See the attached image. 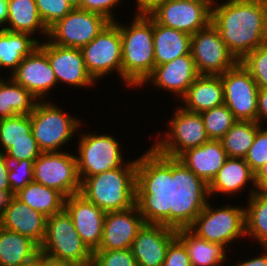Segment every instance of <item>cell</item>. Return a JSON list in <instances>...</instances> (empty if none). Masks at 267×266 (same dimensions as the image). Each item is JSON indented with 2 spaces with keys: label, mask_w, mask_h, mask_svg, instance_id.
<instances>
[{
  "label": "cell",
  "mask_w": 267,
  "mask_h": 266,
  "mask_svg": "<svg viewBox=\"0 0 267 266\" xmlns=\"http://www.w3.org/2000/svg\"><path fill=\"white\" fill-rule=\"evenodd\" d=\"M259 126L255 121H237L220 139L227 156L244 159Z\"/></svg>",
  "instance_id": "d6a6232c"
},
{
  "label": "cell",
  "mask_w": 267,
  "mask_h": 266,
  "mask_svg": "<svg viewBox=\"0 0 267 266\" xmlns=\"http://www.w3.org/2000/svg\"><path fill=\"white\" fill-rule=\"evenodd\" d=\"M10 77L28 90L38 101H46L58 86L47 55L37 47L26 56ZM57 85V86H56Z\"/></svg>",
  "instance_id": "d6986e66"
},
{
  "label": "cell",
  "mask_w": 267,
  "mask_h": 266,
  "mask_svg": "<svg viewBox=\"0 0 267 266\" xmlns=\"http://www.w3.org/2000/svg\"><path fill=\"white\" fill-rule=\"evenodd\" d=\"M240 62L249 71L258 88L267 89V42L248 53Z\"/></svg>",
  "instance_id": "8d00e7d4"
},
{
  "label": "cell",
  "mask_w": 267,
  "mask_h": 266,
  "mask_svg": "<svg viewBox=\"0 0 267 266\" xmlns=\"http://www.w3.org/2000/svg\"><path fill=\"white\" fill-rule=\"evenodd\" d=\"M224 88V104L237 121L257 122L258 85L249 71L238 61L220 74Z\"/></svg>",
  "instance_id": "9a60e30c"
},
{
  "label": "cell",
  "mask_w": 267,
  "mask_h": 266,
  "mask_svg": "<svg viewBox=\"0 0 267 266\" xmlns=\"http://www.w3.org/2000/svg\"><path fill=\"white\" fill-rule=\"evenodd\" d=\"M20 141H36L31 131L30 114L0 119V152L5 153Z\"/></svg>",
  "instance_id": "836d02e7"
},
{
  "label": "cell",
  "mask_w": 267,
  "mask_h": 266,
  "mask_svg": "<svg viewBox=\"0 0 267 266\" xmlns=\"http://www.w3.org/2000/svg\"><path fill=\"white\" fill-rule=\"evenodd\" d=\"M213 0H162L150 15L161 25L193 35L211 23Z\"/></svg>",
  "instance_id": "5bb4252c"
},
{
  "label": "cell",
  "mask_w": 267,
  "mask_h": 266,
  "mask_svg": "<svg viewBox=\"0 0 267 266\" xmlns=\"http://www.w3.org/2000/svg\"><path fill=\"white\" fill-rule=\"evenodd\" d=\"M190 53L199 74L220 75L238 62L211 23L192 35Z\"/></svg>",
  "instance_id": "e0dca14e"
},
{
  "label": "cell",
  "mask_w": 267,
  "mask_h": 266,
  "mask_svg": "<svg viewBox=\"0 0 267 266\" xmlns=\"http://www.w3.org/2000/svg\"><path fill=\"white\" fill-rule=\"evenodd\" d=\"M165 204L156 184L135 206L107 212L102 239L96 250L131 249L138 231Z\"/></svg>",
  "instance_id": "52a82bcc"
},
{
  "label": "cell",
  "mask_w": 267,
  "mask_h": 266,
  "mask_svg": "<svg viewBox=\"0 0 267 266\" xmlns=\"http://www.w3.org/2000/svg\"><path fill=\"white\" fill-rule=\"evenodd\" d=\"M149 149L122 167L85 178L80 194L105 213L135 206L155 185Z\"/></svg>",
  "instance_id": "6da1fadb"
},
{
  "label": "cell",
  "mask_w": 267,
  "mask_h": 266,
  "mask_svg": "<svg viewBox=\"0 0 267 266\" xmlns=\"http://www.w3.org/2000/svg\"><path fill=\"white\" fill-rule=\"evenodd\" d=\"M46 266H71V264H65V263H58V262L50 261L46 257Z\"/></svg>",
  "instance_id": "f5cc1de1"
},
{
  "label": "cell",
  "mask_w": 267,
  "mask_h": 266,
  "mask_svg": "<svg viewBox=\"0 0 267 266\" xmlns=\"http://www.w3.org/2000/svg\"><path fill=\"white\" fill-rule=\"evenodd\" d=\"M67 151L42 152L34 161L33 170V181L57 190L65 198L81 189L76 155Z\"/></svg>",
  "instance_id": "4fadbf2b"
},
{
  "label": "cell",
  "mask_w": 267,
  "mask_h": 266,
  "mask_svg": "<svg viewBox=\"0 0 267 266\" xmlns=\"http://www.w3.org/2000/svg\"><path fill=\"white\" fill-rule=\"evenodd\" d=\"M36 5L47 29L74 9L67 0H36Z\"/></svg>",
  "instance_id": "74e56055"
},
{
  "label": "cell",
  "mask_w": 267,
  "mask_h": 266,
  "mask_svg": "<svg viewBox=\"0 0 267 266\" xmlns=\"http://www.w3.org/2000/svg\"><path fill=\"white\" fill-rule=\"evenodd\" d=\"M249 184L251 187H249ZM248 186V197L256 192L255 173L243 158L228 157L211 183L200 193L204 197L215 198V195L230 197L238 195ZM225 194V195H224Z\"/></svg>",
  "instance_id": "7402d4cb"
},
{
  "label": "cell",
  "mask_w": 267,
  "mask_h": 266,
  "mask_svg": "<svg viewBox=\"0 0 267 266\" xmlns=\"http://www.w3.org/2000/svg\"><path fill=\"white\" fill-rule=\"evenodd\" d=\"M74 266V265H71ZM75 266H95V264L93 262L85 264V265H75Z\"/></svg>",
  "instance_id": "11a10c76"
},
{
  "label": "cell",
  "mask_w": 267,
  "mask_h": 266,
  "mask_svg": "<svg viewBox=\"0 0 267 266\" xmlns=\"http://www.w3.org/2000/svg\"><path fill=\"white\" fill-rule=\"evenodd\" d=\"M177 236V211L165 203L138 231L131 251L137 266H161Z\"/></svg>",
  "instance_id": "9c48e42d"
},
{
  "label": "cell",
  "mask_w": 267,
  "mask_h": 266,
  "mask_svg": "<svg viewBox=\"0 0 267 266\" xmlns=\"http://www.w3.org/2000/svg\"><path fill=\"white\" fill-rule=\"evenodd\" d=\"M39 251L31 238L0 226V266H22Z\"/></svg>",
  "instance_id": "f546056e"
},
{
  "label": "cell",
  "mask_w": 267,
  "mask_h": 266,
  "mask_svg": "<svg viewBox=\"0 0 267 266\" xmlns=\"http://www.w3.org/2000/svg\"><path fill=\"white\" fill-rule=\"evenodd\" d=\"M42 151L39 149L37 141H20L15 143V145L9 148L5 154L18 159V160H31L35 161Z\"/></svg>",
  "instance_id": "7bdbcfd3"
},
{
  "label": "cell",
  "mask_w": 267,
  "mask_h": 266,
  "mask_svg": "<svg viewBox=\"0 0 267 266\" xmlns=\"http://www.w3.org/2000/svg\"><path fill=\"white\" fill-rule=\"evenodd\" d=\"M245 205L246 240L254 241L259 246H267V194L255 192L247 197ZM252 239V240H251Z\"/></svg>",
  "instance_id": "1f68e13d"
},
{
  "label": "cell",
  "mask_w": 267,
  "mask_h": 266,
  "mask_svg": "<svg viewBox=\"0 0 267 266\" xmlns=\"http://www.w3.org/2000/svg\"><path fill=\"white\" fill-rule=\"evenodd\" d=\"M5 165L8 169V182L13 194L23 189L33 181L34 162L31 160H18L4 153Z\"/></svg>",
  "instance_id": "d590c367"
},
{
  "label": "cell",
  "mask_w": 267,
  "mask_h": 266,
  "mask_svg": "<svg viewBox=\"0 0 267 266\" xmlns=\"http://www.w3.org/2000/svg\"><path fill=\"white\" fill-rule=\"evenodd\" d=\"M14 196L45 217L57 214L64 209L65 197L60 192L35 181L20 189Z\"/></svg>",
  "instance_id": "4dcf8cb0"
},
{
  "label": "cell",
  "mask_w": 267,
  "mask_h": 266,
  "mask_svg": "<svg viewBox=\"0 0 267 266\" xmlns=\"http://www.w3.org/2000/svg\"><path fill=\"white\" fill-rule=\"evenodd\" d=\"M122 1L124 0H81L79 8L103 15L110 22H115L118 19L114 11L123 4Z\"/></svg>",
  "instance_id": "60d3db41"
},
{
  "label": "cell",
  "mask_w": 267,
  "mask_h": 266,
  "mask_svg": "<svg viewBox=\"0 0 267 266\" xmlns=\"http://www.w3.org/2000/svg\"><path fill=\"white\" fill-rule=\"evenodd\" d=\"M161 266H192L185 246L177 238L168 246L165 260Z\"/></svg>",
  "instance_id": "b9f144b4"
},
{
  "label": "cell",
  "mask_w": 267,
  "mask_h": 266,
  "mask_svg": "<svg viewBox=\"0 0 267 266\" xmlns=\"http://www.w3.org/2000/svg\"><path fill=\"white\" fill-rule=\"evenodd\" d=\"M6 78V79H5ZM38 100L9 75H0V119L29 115Z\"/></svg>",
  "instance_id": "f1b7e54d"
},
{
  "label": "cell",
  "mask_w": 267,
  "mask_h": 266,
  "mask_svg": "<svg viewBox=\"0 0 267 266\" xmlns=\"http://www.w3.org/2000/svg\"><path fill=\"white\" fill-rule=\"evenodd\" d=\"M244 159L254 173L267 162V127L257 128L252 146Z\"/></svg>",
  "instance_id": "f35d334b"
},
{
  "label": "cell",
  "mask_w": 267,
  "mask_h": 266,
  "mask_svg": "<svg viewBox=\"0 0 267 266\" xmlns=\"http://www.w3.org/2000/svg\"><path fill=\"white\" fill-rule=\"evenodd\" d=\"M8 0H0V29H3L6 25L8 16Z\"/></svg>",
  "instance_id": "f907efd6"
},
{
  "label": "cell",
  "mask_w": 267,
  "mask_h": 266,
  "mask_svg": "<svg viewBox=\"0 0 267 266\" xmlns=\"http://www.w3.org/2000/svg\"><path fill=\"white\" fill-rule=\"evenodd\" d=\"M222 1L212 2L211 24L220 33L228 51L241 61L267 42V0Z\"/></svg>",
  "instance_id": "7a4b0ae2"
},
{
  "label": "cell",
  "mask_w": 267,
  "mask_h": 266,
  "mask_svg": "<svg viewBox=\"0 0 267 266\" xmlns=\"http://www.w3.org/2000/svg\"><path fill=\"white\" fill-rule=\"evenodd\" d=\"M130 24L119 22L122 53V84L137 89L151 75L155 67L153 45V17L132 15Z\"/></svg>",
  "instance_id": "8992f818"
},
{
  "label": "cell",
  "mask_w": 267,
  "mask_h": 266,
  "mask_svg": "<svg viewBox=\"0 0 267 266\" xmlns=\"http://www.w3.org/2000/svg\"><path fill=\"white\" fill-rule=\"evenodd\" d=\"M228 158L220 140H209L181 153L158 177L165 203L201 193Z\"/></svg>",
  "instance_id": "3957f363"
},
{
  "label": "cell",
  "mask_w": 267,
  "mask_h": 266,
  "mask_svg": "<svg viewBox=\"0 0 267 266\" xmlns=\"http://www.w3.org/2000/svg\"><path fill=\"white\" fill-rule=\"evenodd\" d=\"M80 126L77 151H75L77 160V170L79 179L82 182L85 178L105 171L122 167L129 160L124 159L121 142L114 134L96 133L97 131H89L82 133ZM93 132V133H92ZM116 137V138H115Z\"/></svg>",
  "instance_id": "8fae6325"
},
{
  "label": "cell",
  "mask_w": 267,
  "mask_h": 266,
  "mask_svg": "<svg viewBox=\"0 0 267 266\" xmlns=\"http://www.w3.org/2000/svg\"><path fill=\"white\" fill-rule=\"evenodd\" d=\"M180 101L182 104L179 105L184 110L199 114L223 105L224 88L221 76L200 74Z\"/></svg>",
  "instance_id": "cb8c5ba5"
},
{
  "label": "cell",
  "mask_w": 267,
  "mask_h": 266,
  "mask_svg": "<svg viewBox=\"0 0 267 266\" xmlns=\"http://www.w3.org/2000/svg\"><path fill=\"white\" fill-rule=\"evenodd\" d=\"M74 8H79L81 0H67Z\"/></svg>",
  "instance_id": "db71d44e"
},
{
  "label": "cell",
  "mask_w": 267,
  "mask_h": 266,
  "mask_svg": "<svg viewBox=\"0 0 267 266\" xmlns=\"http://www.w3.org/2000/svg\"><path fill=\"white\" fill-rule=\"evenodd\" d=\"M41 40L38 47L47 55L58 84L84 89L98 84L87 71L80 48L61 46L48 39Z\"/></svg>",
  "instance_id": "ac0fdd59"
},
{
  "label": "cell",
  "mask_w": 267,
  "mask_h": 266,
  "mask_svg": "<svg viewBox=\"0 0 267 266\" xmlns=\"http://www.w3.org/2000/svg\"><path fill=\"white\" fill-rule=\"evenodd\" d=\"M173 111L171 119L166 122L167 132L159 131L153 144L148 147L152 170L156 177L185 150L201 146L210 140L201 114L186 111L178 105Z\"/></svg>",
  "instance_id": "5b68a950"
},
{
  "label": "cell",
  "mask_w": 267,
  "mask_h": 266,
  "mask_svg": "<svg viewBox=\"0 0 267 266\" xmlns=\"http://www.w3.org/2000/svg\"><path fill=\"white\" fill-rule=\"evenodd\" d=\"M39 37L27 33L0 29V68L9 76L18 68L23 59L30 55L41 42Z\"/></svg>",
  "instance_id": "4316f807"
},
{
  "label": "cell",
  "mask_w": 267,
  "mask_h": 266,
  "mask_svg": "<svg viewBox=\"0 0 267 266\" xmlns=\"http://www.w3.org/2000/svg\"><path fill=\"white\" fill-rule=\"evenodd\" d=\"M40 251L50 261L85 265L93 261V252L82 241L65 209L47 217L46 234Z\"/></svg>",
  "instance_id": "30bf717a"
},
{
  "label": "cell",
  "mask_w": 267,
  "mask_h": 266,
  "mask_svg": "<svg viewBox=\"0 0 267 266\" xmlns=\"http://www.w3.org/2000/svg\"><path fill=\"white\" fill-rule=\"evenodd\" d=\"M200 193L182 197L172 203L180 220L197 236L223 245L245 238V206L222 204L216 207ZM228 247V248H227Z\"/></svg>",
  "instance_id": "277c9868"
},
{
  "label": "cell",
  "mask_w": 267,
  "mask_h": 266,
  "mask_svg": "<svg viewBox=\"0 0 267 266\" xmlns=\"http://www.w3.org/2000/svg\"><path fill=\"white\" fill-rule=\"evenodd\" d=\"M176 238L185 246L192 266H228L229 250L197 236L180 220L178 213Z\"/></svg>",
  "instance_id": "d4e9b609"
},
{
  "label": "cell",
  "mask_w": 267,
  "mask_h": 266,
  "mask_svg": "<svg viewBox=\"0 0 267 266\" xmlns=\"http://www.w3.org/2000/svg\"><path fill=\"white\" fill-rule=\"evenodd\" d=\"M200 114L210 140H220L237 122L232 111L225 104Z\"/></svg>",
  "instance_id": "e575fe53"
},
{
  "label": "cell",
  "mask_w": 267,
  "mask_h": 266,
  "mask_svg": "<svg viewBox=\"0 0 267 266\" xmlns=\"http://www.w3.org/2000/svg\"><path fill=\"white\" fill-rule=\"evenodd\" d=\"M12 195L8 191L0 190V217L4 213Z\"/></svg>",
  "instance_id": "816d5d0a"
},
{
  "label": "cell",
  "mask_w": 267,
  "mask_h": 266,
  "mask_svg": "<svg viewBox=\"0 0 267 266\" xmlns=\"http://www.w3.org/2000/svg\"><path fill=\"white\" fill-rule=\"evenodd\" d=\"M162 0H135L134 15H149Z\"/></svg>",
  "instance_id": "bcb514c9"
},
{
  "label": "cell",
  "mask_w": 267,
  "mask_h": 266,
  "mask_svg": "<svg viewBox=\"0 0 267 266\" xmlns=\"http://www.w3.org/2000/svg\"><path fill=\"white\" fill-rule=\"evenodd\" d=\"M192 35L159 24L153 18L155 66L190 53Z\"/></svg>",
  "instance_id": "484cf974"
},
{
  "label": "cell",
  "mask_w": 267,
  "mask_h": 266,
  "mask_svg": "<svg viewBox=\"0 0 267 266\" xmlns=\"http://www.w3.org/2000/svg\"><path fill=\"white\" fill-rule=\"evenodd\" d=\"M109 22L103 15L74 8L48 29L47 39L61 46L81 48L94 39Z\"/></svg>",
  "instance_id": "2e32d148"
},
{
  "label": "cell",
  "mask_w": 267,
  "mask_h": 266,
  "mask_svg": "<svg viewBox=\"0 0 267 266\" xmlns=\"http://www.w3.org/2000/svg\"><path fill=\"white\" fill-rule=\"evenodd\" d=\"M191 53L177 57L171 62L154 67L151 75L140 86L145 88L151 84L153 89L170 92L180 100L187 92L188 87L199 76ZM145 85V86H144ZM144 86V87H143Z\"/></svg>",
  "instance_id": "ffe728a7"
},
{
  "label": "cell",
  "mask_w": 267,
  "mask_h": 266,
  "mask_svg": "<svg viewBox=\"0 0 267 266\" xmlns=\"http://www.w3.org/2000/svg\"><path fill=\"white\" fill-rule=\"evenodd\" d=\"M0 190L8 191L12 196L11 188L8 182V169L4 161V153L0 152Z\"/></svg>",
  "instance_id": "c3c4849f"
},
{
  "label": "cell",
  "mask_w": 267,
  "mask_h": 266,
  "mask_svg": "<svg viewBox=\"0 0 267 266\" xmlns=\"http://www.w3.org/2000/svg\"><path fill=\"white\" fill-rule=\"evenodd\" d=\"M92 262L95 266H137L131 249L95 250Z\"/></svg>",
  "instance_id": "ab89813d"
},
{
  "label": "cell",
  "mask_w": 267,
  "mask_h": 266,
  "mask_svg": "<svg viewBox=\"0 0 267 266\" xmlns=\"http://www.w3.org/2000/svg\"><path fill=\"white\" fill-rule=\"evenodd\" d=\"M259 248H262V250L257 256H253L252 258L245 259L244 261H235L234 264H230V266H267V246H259ZM229 266V264H228Z\"/></svg>",
  "instance_id": "f6af8a7d"
},
{
  "label": "cell",
  "mask_w": 267,
  "mask_h": 266,
  "mask_svg": "<svg viewBox=\"0 0 267 266\" xmlns=\"http://www.w3.org/2000/svg\"><path fill=\"white\" fill-rule=\"evenodd\" d=\"M8 16L3 29L11 32L41 34L48 37V29L39 16L36 0H8Z\"/></svg>",
  "instance_id": "83f0119b"
},
{
  "label": "cell",
  "mask_w": 267,
  "mask_h": 266,
  "mask_svg": "<svg viewBox=\"0 0 267 266\" xmlns=\"http://www.w3.org/2000/svg\"><path fill=\"white\" fill-rule=\"evenodd\" d=\"M55 104L52 99L37 101L30 113L31 131L42 152L65 151L64 146L67 147L80 126H84V121Z\"/></svg>",
  "instance_id": "ba28073f"
},
{
  "label": "cell",
  "mask_w": 267,
  "mask_h": 266,
  "mask_svg": "<svg viewBox=\"0 0 267 266\" xmlns=\"http://www.w3.org/2000/svg\"><path fill=\"white\" fill-rule=\"evenodd\" d=\"M257 122L260 126L267 127V89L264 88H259L258 91Z\"/></svg>",
  "instance_id": "ee69618b"
},
{
  "label": "cell",
  "mask_w": 267,
  "mask_h": 266,
  "mask_svg": "<svg viewBox=\"0 0 267 266\" xmlns=\"http://www.w3.org/2000/svg\"><path fill=\"white\" fill-rule=\"evenodd\" d=\"M46 219L13 195L0 217V226L29 237L40 246L46 234Z\"/></svg>",
  "instance_id": "603a6c76"
},
{
  "label": "cell",
  "mask_w": 267,
  "mask_h": 266,
  "mask_svg": "<svg viewBox=\"0 0 267 266\" xmlns=\"http://www.w3.org/2000/svg\"><path fill=\"white\" fill-rule=\"evenodd\" d=\"M64 209L71 216L82 241L94 252L102 239L106 213L80 193L65 198Z\"/></svg>",
  "instance_id": "44dd1931"
},
{
  "label": "cell",
  "mask_w": 267,
  "mask_h": 266,
  "mask_svg": "<svg viewBox=\"0 0 267 266\" xmlns=\"http://www.w3.org/2000/svg\"><path fill=\"white\" fill-rule=\"evenodd\" d=\"M22 266H46V256L39 251L36 255L25 261Z\"/></svg>",
  "instance_id": "681fc988"
},
{
  "label": "cell",
  "mask_w": 267,
  "mask_h": 266,
  "mask_svg": "<svg viewBox=\"0 0 267 266\" xmlns=\"http://www.w3.org/2000/svg\"><path fill=\"white\" fill-rule=\"evenodd\" d=\"M255 188L257 192L267 194V162L255 172Z\"/></svg>",
  "instance_id": "7dc6e473"
},
{
  "label": "cell",
  "mask_w": 267,
  "mask_h": 266,
  "mask_svg": "<svg viewBox=\"0 0 267 266\" xmlns=\"http://www.w3.org/2000/svg\"><path fill=\"white\" fill-rule=\"evenodd\" d=\"M119 21L109 22L94 39L80 48L86 69L96 82L113 72L122 80Z\"/></svg>",
  "instance_id": "7c38bea8"
}]
</instances>
